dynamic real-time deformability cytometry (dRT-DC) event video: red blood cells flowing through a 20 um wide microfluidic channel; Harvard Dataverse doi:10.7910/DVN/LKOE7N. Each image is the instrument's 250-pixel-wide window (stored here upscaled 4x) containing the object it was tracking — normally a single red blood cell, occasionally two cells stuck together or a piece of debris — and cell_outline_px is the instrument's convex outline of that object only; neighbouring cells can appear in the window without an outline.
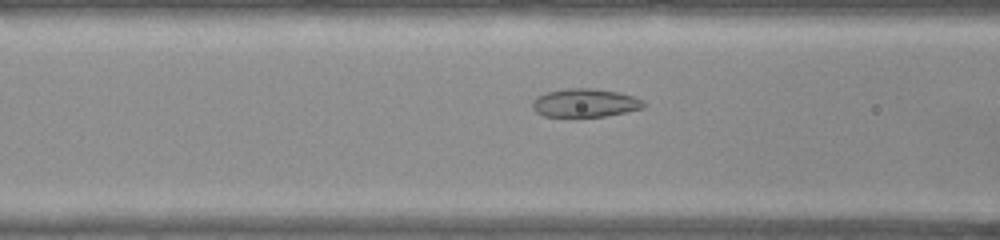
{"species": "common noctule bat (a hibernating species)", "species_latin": "Nyctalus noctula", "temperature_condition": "warm", "stored_images_in_passage": 18, "camera_frame_rate_fps": 3000, "um_per_image_px": 0.085, "animal": {"sex": "female", "body_mass_g": 22.0, "forearm_length_mm": 56.7}, "frame": {"image": 1, "passage_image": 16, "time_ms": 5.0, "image_size_px": [1000, 240], "cell_outline_px": [[648, 104], [644, 108], [604, 116], [544, 116], [536, 112], [532, 108], [532, 100], [536, 96], [548, 92], [568, 88], [592, 88], [620, 92], [644, 100]], "centroid_in_image_um": [49.74, 8.74], "position_along_channel_um": 116.9, "area_um2": 18.44}}